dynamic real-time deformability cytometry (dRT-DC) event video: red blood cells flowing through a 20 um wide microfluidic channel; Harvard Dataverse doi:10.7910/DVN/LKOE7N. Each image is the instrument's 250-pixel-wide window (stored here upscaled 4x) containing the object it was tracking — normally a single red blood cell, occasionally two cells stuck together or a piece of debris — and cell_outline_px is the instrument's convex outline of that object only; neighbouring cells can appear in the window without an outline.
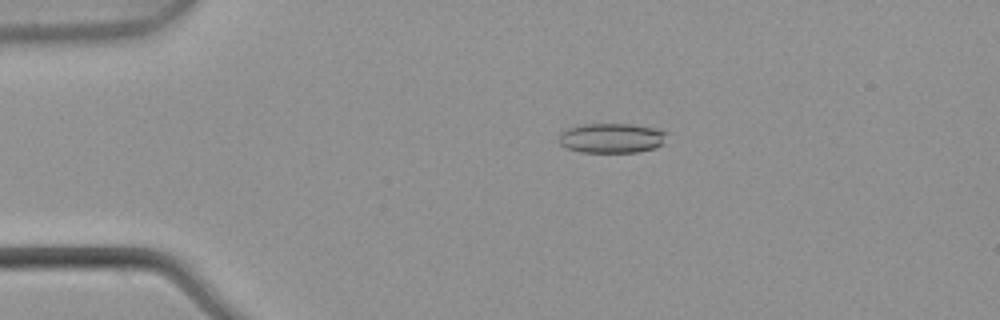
{"species": "common noctule bat (a hibernating species)", "species_latin": "Nyctalus noctula", "temperature_condition": "warm", "stored_images_in_passage": 3, "camera_frame_rate_fps": 3000, "um_per_image_px": 0.085, "animal": {"sex": "male", "body_mass_g": 21.5, "forearm_length_mm": 52.0}, "frame": {"image": 1, "passage_image": 1, "time_ms": 0.0, "image_size_px": [1000, 320], "cell_outline_px": [[668, 132], [664, 144], [652, 148], [636, 152], [580, 152], [568, 148], [560, 144], [560, 132], [568, 128], [584, 124], [628, 124], [656, 128]], "centroid_in_image_um": [52.01, 11.73], "position_along_channel_um": 33.0, "area_um2": 18.67}}
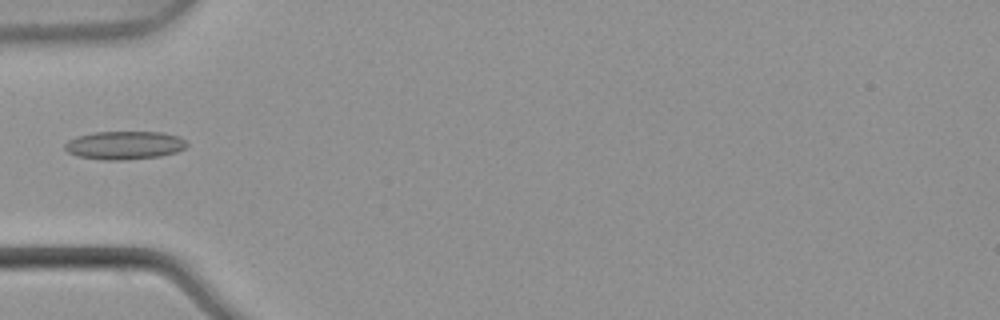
{"frame": {"image": 2, "passage_image": 2, "time_ms": 0.333, "image_size_px": [1000, 320], "cell_outline_px": [[188, 144], [184, 148], [176, 152], [160, 156], [120, 160], [100, 160], [76, 156], [68, 152], [64, 148], [64, 144], [68, 140], [76, 136], [96, 132], [164, 132], [180, 136], [188, 140]], "centroid_in_image_um": [10.59, 12.34], "position_along_channel_um": 74.4, "area_um2": 20.35}}
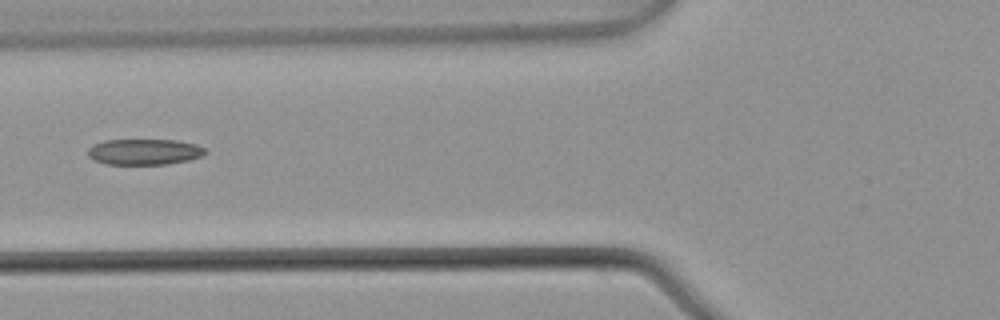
{"frame": {"image": 3, "passage_image": 3, "time_ms": 0.667, "image_size_px": [1000, 320], "cell_outline_px": [[208, 152], [200, 156], [188, 160], [168, 164], [108, 164], [92, 160], [88, 156], [88, 148], [92, 144], [104, 140], [176, 140], [196, 144], [204, 148]], "centroid_in_image_um": [12.23, 12.9], "position_along_channel_um": 113.6, "area_um2": 17.74}}